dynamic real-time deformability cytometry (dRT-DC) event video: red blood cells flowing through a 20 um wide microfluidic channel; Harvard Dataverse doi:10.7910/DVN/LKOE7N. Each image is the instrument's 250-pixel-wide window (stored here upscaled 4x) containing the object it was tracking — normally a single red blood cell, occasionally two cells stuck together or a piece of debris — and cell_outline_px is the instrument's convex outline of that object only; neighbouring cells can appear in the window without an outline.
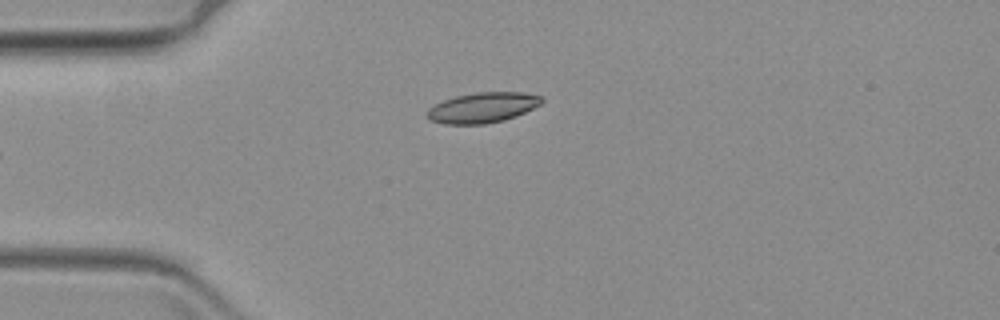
{"species": "common noctule bat (a hibernating species)", "species_latin": "Nyctalus noctula", "temperature_condition": "warm", "stored_images_in_passage": 42, "camera_frame_rate_fps": 3000, "um_per_image_px": 0.085, "animal": {"sex": "female", "body_mass_g": 19.3, "forearm_length_mm": 54.1}, "frame": {"image": 1, "passage_image": 1, "time_ms": 0.0, "image_size_px": [1000, 320], "cell_outline_px": [[544, 100], [540, 104], [516, 116], [504, 120], [484, 124], [444, 124], [432, 120], [428, 116], [428, 108], [444, 100], [456, 96], [476, 92], [524, 92], [544, 96]], "centroid_in_image_um": [41.07, 9.13], "position_along_channel_um": 43.9, "area_um2": 20.11}}
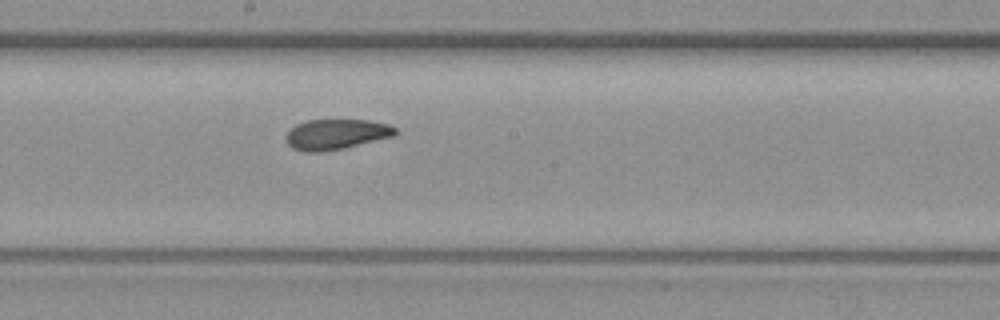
{"frame": {"image": 2, "passage_image": 19, "time_ms": 6.0, "image_size_px": [1000, 320], "cell_outline_px": [[396, 132], [392, 136], [344, 148], [320, 152], [304, 152], [292, 148], [284, 140], [284, 136], [296, 124], [308, 120], [368, 120], [388, 124], [396, 128]], "centroid_in_image_um": [28.51, 11.42], "position_along_channel_um": 219.7, "area_um2": 19.25}}
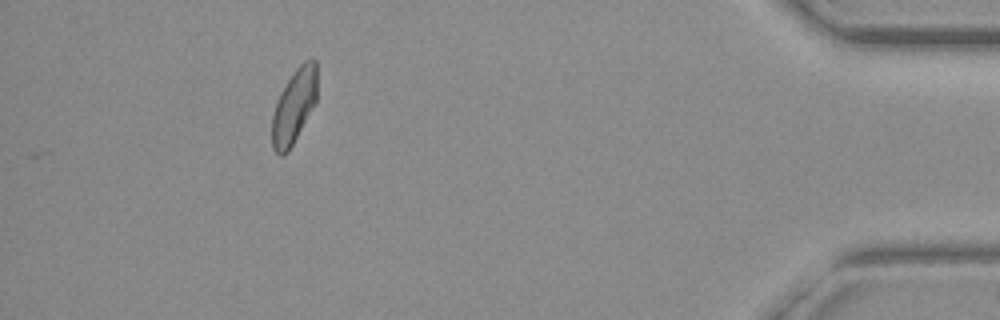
{"frame": {"image": 3, "passage_image": 42, "time_ms": 13.667, "image_size_px": [1000, 320], "cell_outline_px": [[316, 100], [312, 108], [288, 152], [284, 156], [280, 156], [272, 148], [272, 116], [280, 92], [296, 68], [304, 60], [312, 56], [316, 60]], "centroid_in_image_um": [24.98, 9.01], "position_along_channel_um": 410.2, "area_um2": 19.31}}